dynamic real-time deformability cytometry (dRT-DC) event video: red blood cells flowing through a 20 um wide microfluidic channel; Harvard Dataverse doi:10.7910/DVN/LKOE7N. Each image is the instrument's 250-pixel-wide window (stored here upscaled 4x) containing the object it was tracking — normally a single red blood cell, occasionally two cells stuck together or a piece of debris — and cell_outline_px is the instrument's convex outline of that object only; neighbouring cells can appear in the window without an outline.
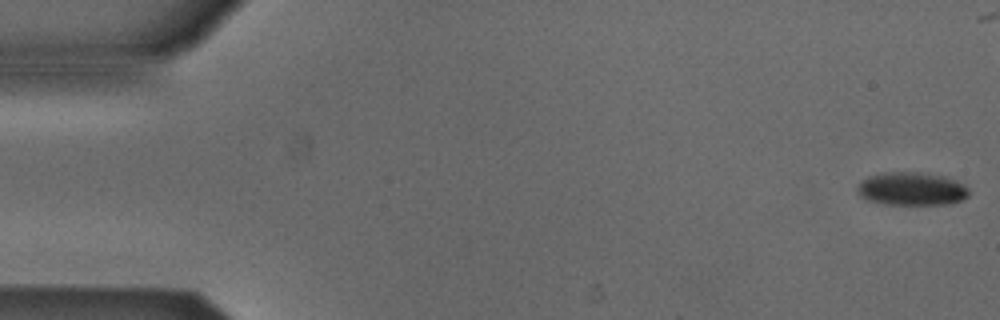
{"species": "Egyptian fruit bat (a non-hibernating species)", "species_latin": "Rousettus aegyptiacus", "temperature_condition": "cold", "stored_images_in_passage": 48, "camera_frame_rate_fps": 3000, "um_per_image_px": 0.085, "animal": {"sex": "male"}, "frame": {"image": 1, "passage_image": 1, "time_ms": 0.0, "image_size_px": [1000, 320], "cell_outline_px": [[968, 196], [964, 200], [952, 204], [884, 204], [868, 200], [860, 196], [856, 192], [856, 188], [860, 180], [868, 176], [884, 172], [924, 172], [944, 176], [956, 180], [964, 184], [968, 188]], "centroid_in_image_um": [77.49, 16.04], "position_along_channel_um": 7.5, "area_um2": 21.96}}
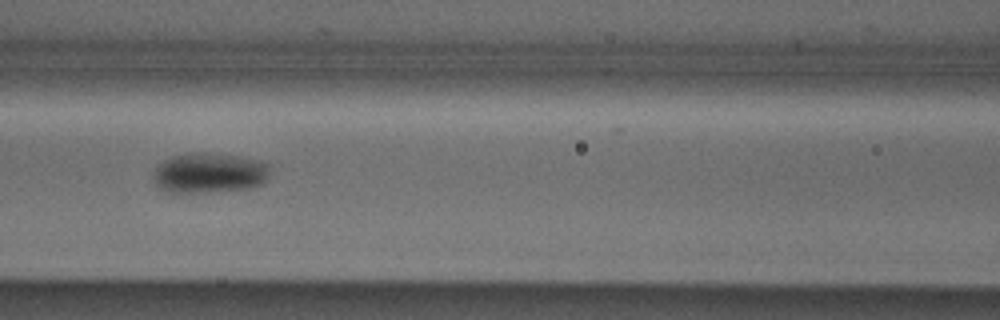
{"frame": {"image": 2, "passage_image": 23, "time_ms": 7.333, "image_size_px": [1000, 320], "cell_outline_px": [[268, 168], [264, 180], [260, 184], [248, 188], [208, 192], [164, 192], [156, 188], [152, 176], [152, 172], [156, 164], [172, 156], [192, 152], [204, 152], [232, 156], [256, 160], [268, 164]], "centroid_in_image_um": [17.64, 14.71], "position_along_channel_um": 149.0, "area_um2": 27.22}}
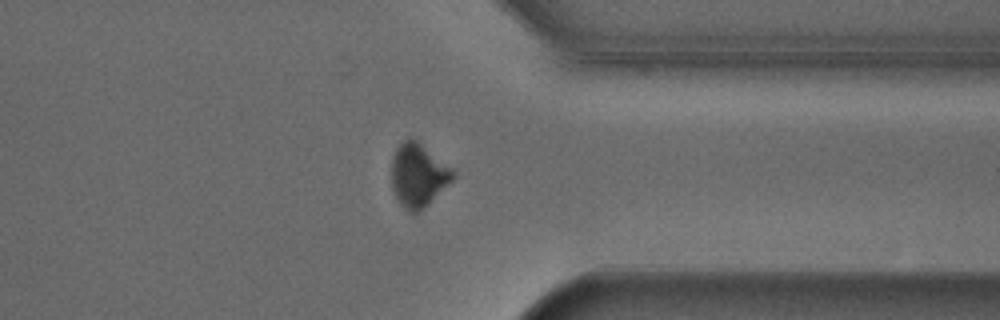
{"frame": {"image": 3, "passage_image": 41, "time_ms": 13.333, "image_size_px": [1000, 320], "cell_outline_px": [[456, 176], [420, 212], [408, 212], [400, 204], [392, 188], [392, 156], [396, 148], [408, 136], [412, 136], [452, 168], [456, 172]], "centroid_in_image_um": [35.54, 14.87], "position_along_channel_um": 375.9, "area_um2": 22.72}, "authors_computed_cell_mechanics": {"area_um2": 24.3916, "velocity_mm_per_s": 3.8791, "shape_relaxation_time_tau1_ms": 4.7521, "shape_relaxation_time_tau2_ms": null, "deformation_change_tau1": 0.1189, "deformation_change_tau2": null}}